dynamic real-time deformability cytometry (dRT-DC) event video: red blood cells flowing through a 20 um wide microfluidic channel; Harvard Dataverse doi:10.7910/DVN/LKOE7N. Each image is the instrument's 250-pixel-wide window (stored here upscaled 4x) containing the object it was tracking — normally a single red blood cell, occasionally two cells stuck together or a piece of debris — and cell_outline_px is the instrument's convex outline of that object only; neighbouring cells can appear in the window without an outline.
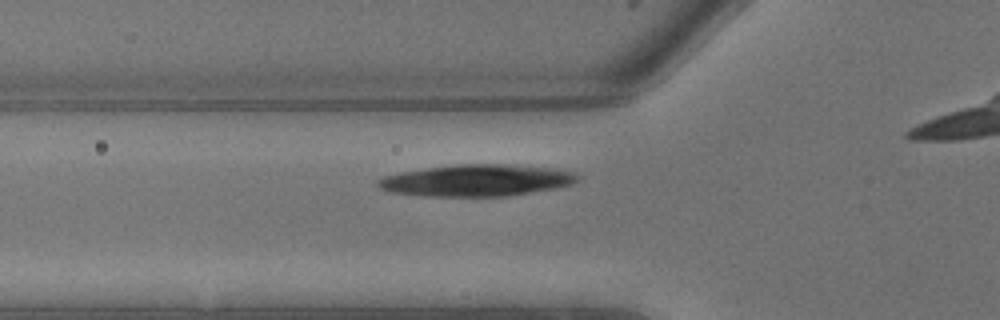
{"species": "common noctule bat (a hibernating species)", "species_latin": "Nyctalus noctula", "temperature_condition": "warm", "stored_images_in_passage": 6, "camera_frame_rate_fps": 3000, "um_per_image_px": 0.085, "animal": {"sex": "male", "body_mass_g": 13.3}, "frame": {"image": 1, "passage_image": 2, "time_ms": 0.333, "image_size_px": [1000, 320], "cell_outline_px": [[580, 180], [572, 184], [556, 188], [508, 196], [420, 196], [392, 192], [380, 188], [376, 184], [376, 180], [384, 176], [400, 172], [456, 164], [500, 164], [552, 168], [576, 172], [580, 176]], "centroid_in_image_um": [40.53, 15.33], "position_along_channel_um": 85.3, "area_um2": 36.93}}